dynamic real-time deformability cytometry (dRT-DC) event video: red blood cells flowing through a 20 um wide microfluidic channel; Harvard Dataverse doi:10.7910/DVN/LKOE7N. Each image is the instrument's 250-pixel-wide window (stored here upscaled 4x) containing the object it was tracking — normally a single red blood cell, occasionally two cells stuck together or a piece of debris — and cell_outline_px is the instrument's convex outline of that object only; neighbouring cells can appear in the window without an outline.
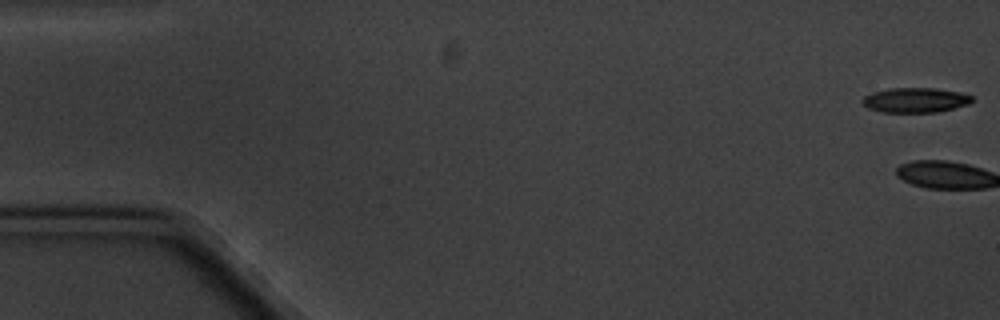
{"species": "common noctule bat (a hibernating species)", "species_latin": "Nyctalus noctula", "temperature_condition": "cold", "stored_images_in_passage": 6, "camera_frame_rate_fps": 3000, "um_per_image_px": 0.085, "animal": {"sex": "male", "body_mass_g": 20.1, "forearm_length_mm": 53.5}, "frame": {"image": 1, "passage_image": 1, "time_ms": 0.0, "image_size_px": [1000, 320], "cell_outline_px": [[972, 100], [968, 104], [940, 112], [880, 112], [868, 108], [860, 100], [864, 96], [872, 92], [892, 88], [936, 88], [956, 92], [972, 96]], "centroid_in_image_um": [77.76, 8.51], "position_along_channel_um": 7.2, "area_um2": 15.78}}